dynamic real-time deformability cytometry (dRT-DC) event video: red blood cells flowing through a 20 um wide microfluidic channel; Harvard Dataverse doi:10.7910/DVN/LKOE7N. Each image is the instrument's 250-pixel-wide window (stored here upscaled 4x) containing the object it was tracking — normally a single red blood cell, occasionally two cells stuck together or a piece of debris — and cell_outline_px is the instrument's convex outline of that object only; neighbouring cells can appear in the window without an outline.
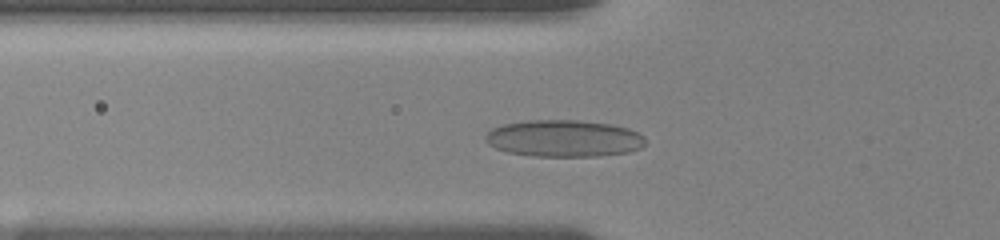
{"species": "human", "species_latin": "Homo sapiens", "temperature_condition": "room temperature", "stored_images_in_passage": 26, "camera_frame_rate_fps": 3000, "um_per_image_px": 0.085, "donor": {"sex": "female"}, "frame": {"image": 1, "passage_image": 17, "time_ms": 3.667, "image_size_px": [1000, 240], "cell_outline_px": [[644, 144], [640, 148], [628, 152], [596, 156], [532, 156], [508, 152], [496, 148], [488, 144], [484, 140], [484, 136], [492, 128], [504, 124], [528, 120], [580, 120], [612, 124], [628, 128], [644, 136]], "centroid_in_image_um": [47.91, 11.76], "position_along_channel_um": 77.9, "area_um2": 34.39}}
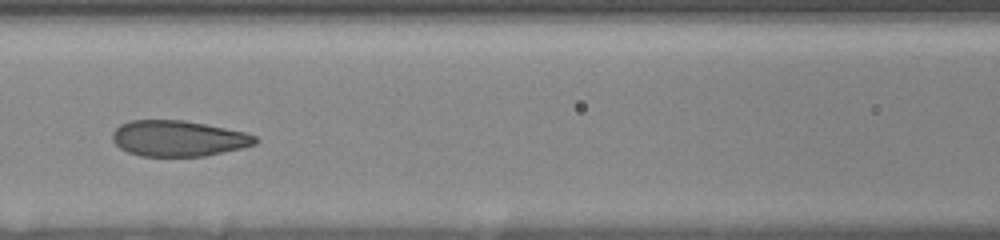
{"frame": {"image": 2, "passage_image": 22, "time_ms": 5.667, "image_size_px": [1000, 240], "cell_outline_px": [[260, 140], [256, 144], [240, 148], [204, 156], [140, 156], [128, 152], [120, 148], [112, 140], [112, 132], [120, 124], [128, 120], [184, 120], [248, 132], [256, 136]], "centroid_in_image_um": [15.16, 11.76], "position_along_channel_um": 151.4, "area_um2": 30.0}}
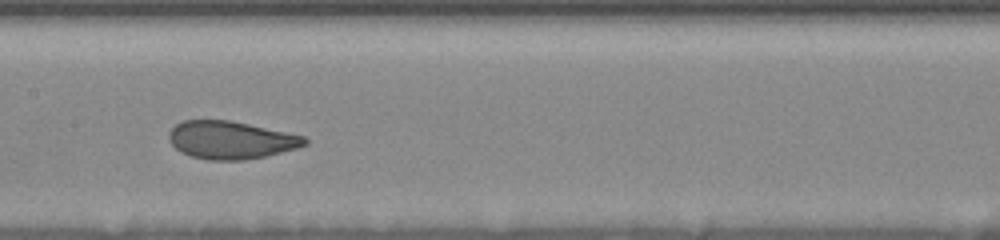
{"frame": {"image": 3, "passage_image": 25, "time_ms": 6.667, "image_size_px": [1000, 240], "cell_outline_px": [[308, 144], [296, 148], [264, 156], [244, 160], [208, 160], [192, 156], [180, 152], [168, 140], [168, 132], [176, 124], [184, 120], [232, 120], [304, 136], [308, 140]], "centroid_in_image_um": [19.6, 11.89], "position_along_channel_um": 187.8, "area_um2": 29.88}}